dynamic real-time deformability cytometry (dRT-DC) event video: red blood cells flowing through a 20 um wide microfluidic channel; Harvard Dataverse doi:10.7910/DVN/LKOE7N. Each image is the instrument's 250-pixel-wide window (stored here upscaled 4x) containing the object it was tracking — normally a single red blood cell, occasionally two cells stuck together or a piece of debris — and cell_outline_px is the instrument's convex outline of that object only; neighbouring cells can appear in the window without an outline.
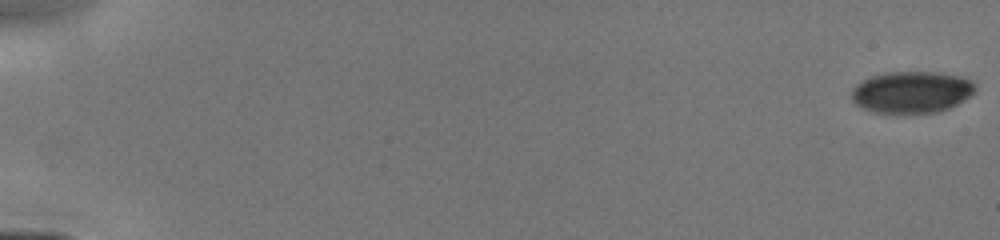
{"species": "human", "species_latin": "Homo sapiens", "temperature_condition": "cold", "stored_images_in_passage": 8, "camera_frame_rate_fps": 3000, "um_per_image_px": 0.085, "donor": {"sex": "male"}, "frame": {"image": 1, "passage_image": 1, "time_ms": 0.0, "image_size_px": [1000, 240], "cell_outline_px": [[976, 88], [964, 100], [948, 108], [936, 112], [872, 112], [856, 104], [852, 100], [852, 88], [856, 84], [872, 76], [888, 72], [936, 72], [960, 76], [972, 80], [976, 84]], "centroid_in_image_um": [77.49, 7.81], "position_along_channel_um": 7.5, "area_um2": 29.71}}
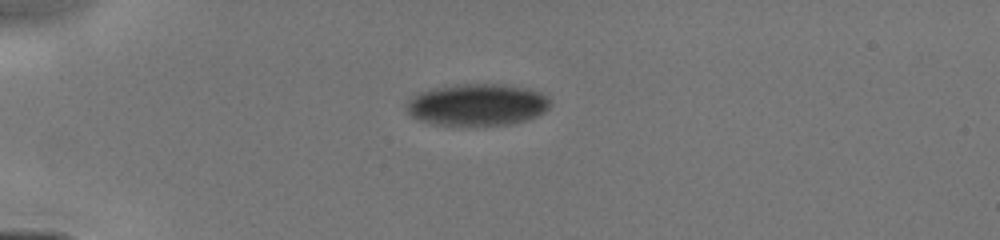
{"frame": {"image": 2, "passage_image": 5, "time_ms": 4.333, "image_size_px": [1000, 240], "cell_outline_px": [[548, 108], [544, 112], [528, 120], [512, 124], [432, 124], [420, 120], [412, 116], [404, 108], [404, 104], [412, 96], [420, 92], [436, 88], [460, 84], [492, 84], [520, 88], [540, 92], [548, 96]], "centroid_in_image_um": [40.52, 8.9], "position_along_channel_um": 44.5, "area_um2": 34.45}}
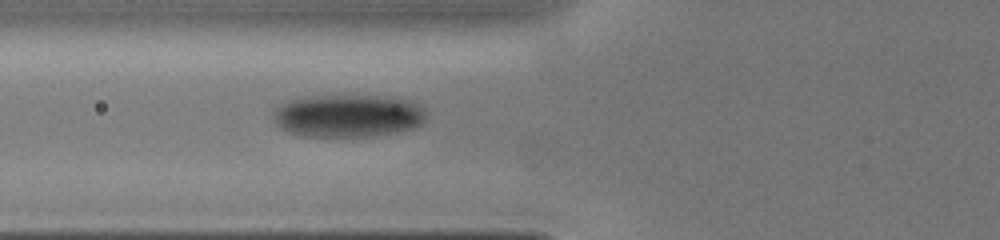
{"frame": {"image": 3, "passage_image": 8, "time_ms": 6.333, "image_size_px": [1000, 240], "cell_outline_px": [[424, 120], [420, 124], [412, 128], [396, 132], [372, 136], [304, 136], [288, 132], [280, 128], [276, 124], [272, 112], [280, 104], [292, 100], [312, 96], [392, 96], [408, 100], [424, 108]], "centroid_in_image_um": [29.56, 9.84], "position_along_channel_um": 96.2, "area_um2": 37.86}}